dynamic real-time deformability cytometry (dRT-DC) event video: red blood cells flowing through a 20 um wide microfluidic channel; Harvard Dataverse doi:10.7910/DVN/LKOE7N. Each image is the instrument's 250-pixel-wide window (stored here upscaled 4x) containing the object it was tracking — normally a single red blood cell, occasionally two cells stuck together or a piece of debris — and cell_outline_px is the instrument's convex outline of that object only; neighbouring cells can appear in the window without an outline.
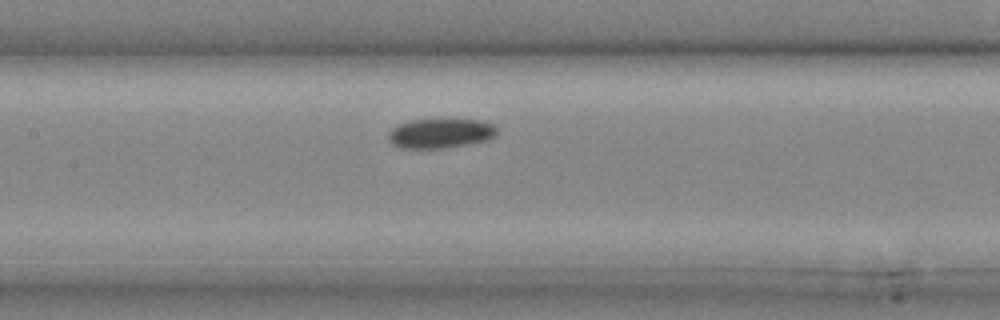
{"species": "common noctule bat (a hibernating species)", "species_latin": "Nyctalus noctula", "temperature_condition": "cold", "stored_images_in_passage": 11, "segment_of_instrument_passage": [1, 2], "camera_frame_rate_fps": 3000, "um_per_image_px": 0.085, "animal": {"sex": "male", "body_mass_g": 20.4}, "frame": {"image": 1, "passage_image": 8, "time_ms": 2.333, "image_size_px": [1000, 320], "cell_outline_px": [[496, 136], [488, 140], [448, 148], [400, 148], [392, 144], [388, 140], [388, 132], [392, 128], [400, 124], [412, 120], [480, 120], [492, 124], [496, 128]], "centroid_in_image_um": [37.43, 11.35], "position_along_channel_um": 170.0, "area_um2": 18.67}}
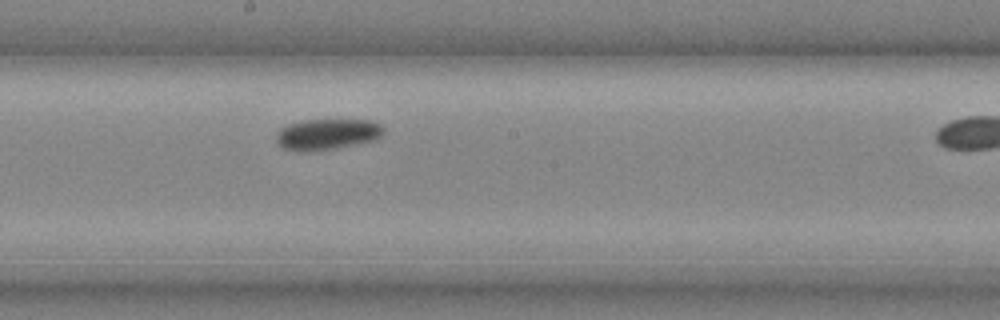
{"frame": {"image": 2, "passage_image": 10, "time_ms": 3.0, "image_size_px": [1000, 320], "cell_outline_px": [[384, 136], [376, 140], [336, 148], [308, 152], [300, 152], [284, 148], [276, 144], [276, 132], [280, 128], [288, 124], [304, 120], [372, 120], [380, 124], [384, 128]], "centroid_in_image_um": [27.81, 11.42], "position_along_channel_um": 220.4, "area_um2": 19.71}}